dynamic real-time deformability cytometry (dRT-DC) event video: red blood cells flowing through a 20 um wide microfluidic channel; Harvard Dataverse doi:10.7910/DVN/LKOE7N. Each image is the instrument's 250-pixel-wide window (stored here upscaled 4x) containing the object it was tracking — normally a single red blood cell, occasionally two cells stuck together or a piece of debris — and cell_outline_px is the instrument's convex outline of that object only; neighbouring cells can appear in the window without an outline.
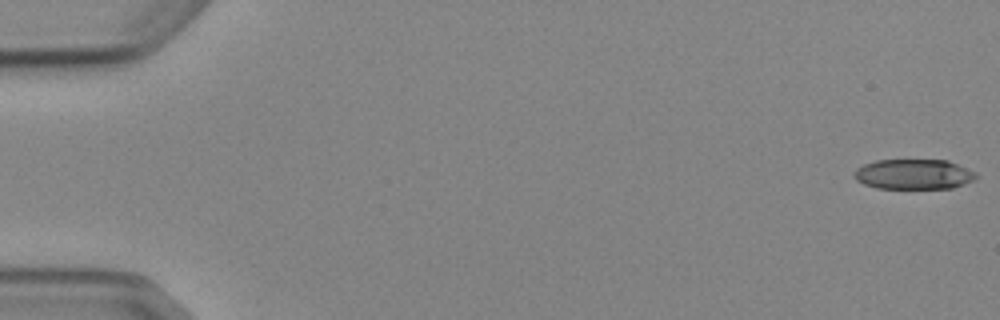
{"species": "Egyptian fruit bat (a non-hibernating species)", "species_latin": "Rousettus aegyptiacus", "temperature_condition": "cold", "stored_images_in_passage": 5, "camera_frame_rate_fps": 3000, "um_per_image_px": 0.085, "animal": {"sex": "female"}, "frame": {"image": 1, "passage_image": 1, "time_ms": 0.0, "image_size_px": [1000, 320], "cell_outline_px": [[976, 176], [972, 180], [964, 184], [952, 188], [876, 188], [864, 184], [856, 180], [852, 176], [852, 172], [856, 168], [864, 164], [876, 160], [948, 160], [968, 168], [976, 172]], "centroid_in_image_um": [77.62, 14.8], "position_along_channel_um": 7.4, "area_um2": 21.5}}
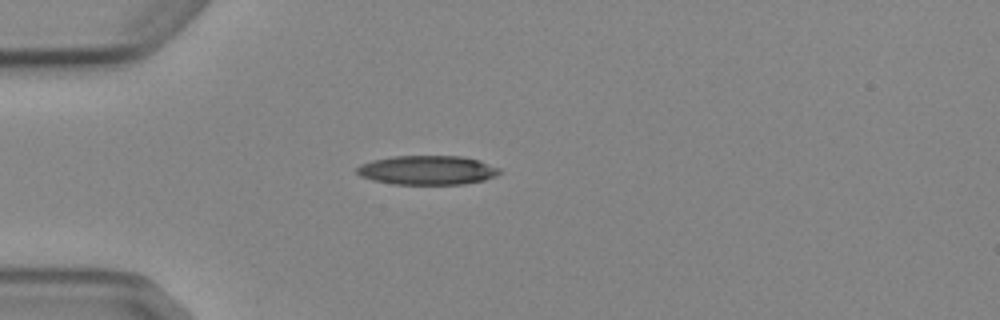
{"frame": {"image": 2, "passage_image": 5, "time_ms": 4.667, "image_size_px": [1000, 320], "cell_outline_px": [[500, 172], [496, 176], [484, 180], [464, 184], [392, 184], [372, 180], [360, 176], [356, 172], [356, 168], [360, 164], [372, 160], [392, 156], [460, 156], [480, 160], [500, 168]], "centroid_in_image_um": [36.31, 14.46], "position_along_channel_um": 48.7, "area_um2": 24.39}}